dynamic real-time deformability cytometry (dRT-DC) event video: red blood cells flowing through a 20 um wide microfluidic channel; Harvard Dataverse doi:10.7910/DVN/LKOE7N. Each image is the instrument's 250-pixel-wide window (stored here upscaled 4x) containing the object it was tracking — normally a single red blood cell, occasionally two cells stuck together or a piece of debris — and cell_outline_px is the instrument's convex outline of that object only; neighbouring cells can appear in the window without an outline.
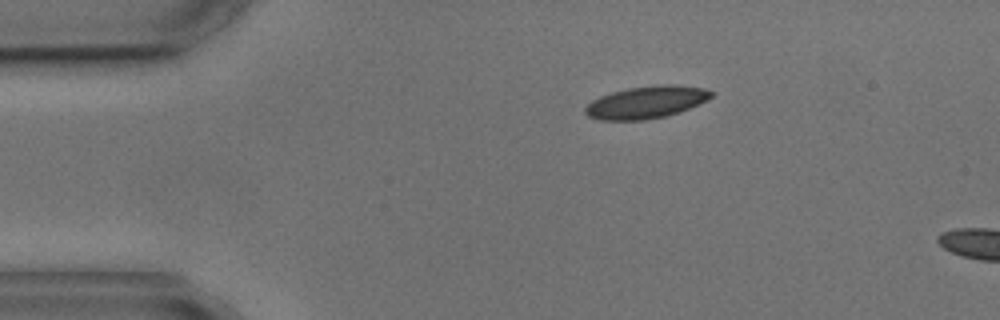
{"species": "common noctule bat (a hibernating species)", "species_latin": "Nyctalus noctula", "temperature_condition": "cold", "stored_images_in_passage": 3, "camera_frame_rate_fps": 3000, "um_per_image_px": 0.085, "animal": {"sex": "male", "body_mass_g": 17.9, "forearm_length_mm": 54.2}, "frame": {"image": 1, "passage_image": 1, "time_ms": 0.0, "image_size_px": [1000, 320], "cell_outline_px": [[716, 92], [708, 100], [680, 112], [664, 116], [644, 120], [600, 120], [588, 116], [584, 112], [584, 108], [592, 100], [600, 96], [612, 92], [628, 88], [660, 84], [676, 84], [704, 88]], "centroid_in_image_um": [54.96, 8.68], "position_along_channel_um": 30.0, "area_um2": 23.87}}